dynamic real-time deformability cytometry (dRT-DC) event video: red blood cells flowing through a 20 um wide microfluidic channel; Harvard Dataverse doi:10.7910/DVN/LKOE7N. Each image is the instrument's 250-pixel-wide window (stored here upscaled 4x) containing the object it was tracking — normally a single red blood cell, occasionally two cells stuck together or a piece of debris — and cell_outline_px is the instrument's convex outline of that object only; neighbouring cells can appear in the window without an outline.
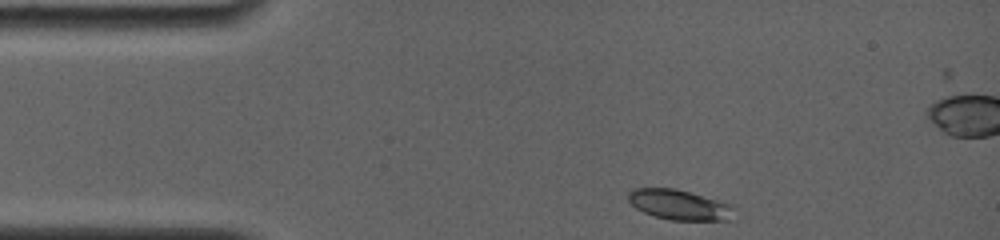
{"species": "common noctule bat (a hibernating species)", "species_latin": "Nyctalus noctula", "temperature_condition": "room temperature", "stored_images_in_passage": 63, "camera_frame_rate_fps": 4000, "um_per_image_px": 0.085, "animal": {"sex": "female", "body_mass_g": 19.0, "forearm_length_mm": 56.7}, "frame": {"image": 1, "passage_image": 1, "time_ms": 0.0, "image_size_px": [1000, 240], "cell_outline_px": [[736, 208], [728, 220], [672, 220], [656, 216], [644, 212], [636, 208], [628, 200], [628, 192], [632, 188], [676, 188], [732, 204]], "centroid_in_image_um": [57.74, 17.39], "position_along_channel_um": 27.3, "area_um2": 18.55}}
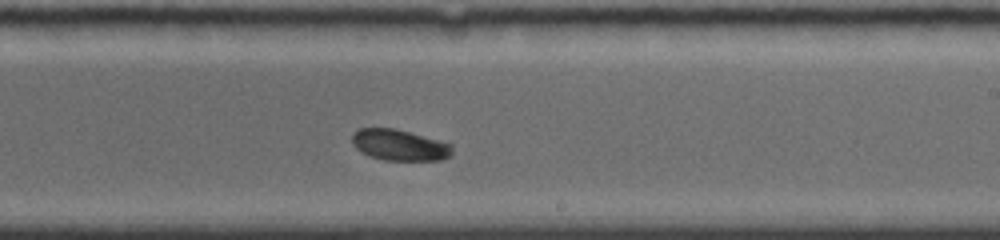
{"frame": {"image": 2, "passage_image": 41, "time_ms": 7.25, "image_size_px": [1000, 240], "cell_outline_px": [[452, 156], [440, 160], [384, 160], [368, 156], [360, 152], [352, 144], [352, 136], [360, 128], [392, 128], [408, 132], [452, 144]], "centroid_in_image_um": [33.94, 12.35], "position_along_channel_um": 255.1, "area_um2": 18.03}}
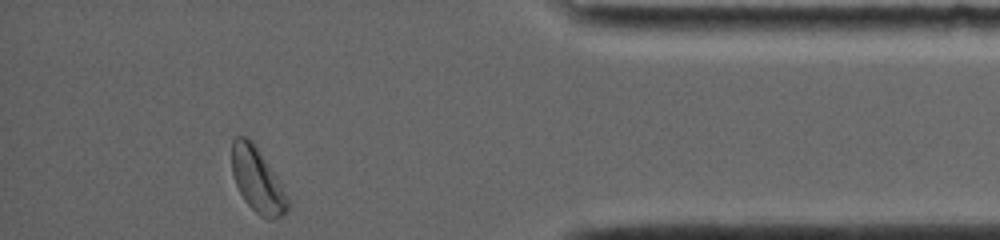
{"frame": {"image": 3, "passage_image": 63, "time_ms": 12.0, "image_size_px": [1000, 240], "cell_outline_px": [[288, 212], [272, 220], [268, 220], [260, 216], [244, 200], [236, 184], [232, 172], [232, 140], [236, 136], [248, 136], [252, 140], [280, 180], [288, 196]], "centroid_in_image_um": [21.89, 15.3], "position_along_channel_um": 413.3, "area_um2": 21.21}, "authors_computed_cell_mechanics": {"area_um2": 18.6694, "velocity_mm_per_s": 3.8211, "shape_relaxation_time_tau1_ms": 2.0733, "shape_relaxation_time_tau2_ms": null, "deformation_change_tau1": 0.0684, "deformation_change_tau2": null}}